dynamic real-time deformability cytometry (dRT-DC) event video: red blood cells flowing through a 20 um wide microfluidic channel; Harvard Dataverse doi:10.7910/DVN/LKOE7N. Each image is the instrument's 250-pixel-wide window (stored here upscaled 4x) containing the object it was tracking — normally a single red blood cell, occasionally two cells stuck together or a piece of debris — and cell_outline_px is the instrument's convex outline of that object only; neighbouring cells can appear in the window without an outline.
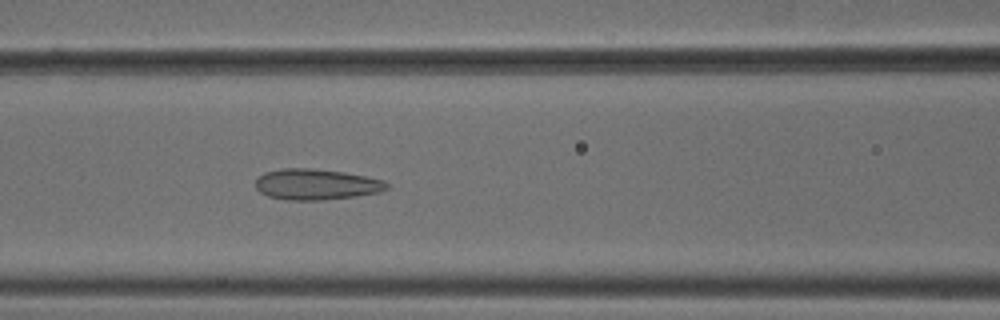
{"species": "common noctule bat (a hibernating species)", "species_latin": "Nyctalus noctula", "temperature_condition": "cold", "stored_images_in_passage": 40, "camera_frame_rate_fps": 3000, "um_per_image_px": 0.085, "animal": {"sex": "male", "body_mass_g": 18.8}, "frame": {"image": 1, "passage_image": 10, "time_ms": 3.0, "image_size_px": [1000, 320], "cell_outline_px": [[388, 188], [380, 192], [356, 196], [320, 200], [284, 200], [268, 196], [260, 192], [256, 188], [256, 180], [264, 172], [280, 168], [312, 168], [344, 172], [384, 180], [388, 184]], "centroid_in_image_um": [26.86, 15.67], "position_along_channel_um": 139.7, "area_um2": 23.64}}
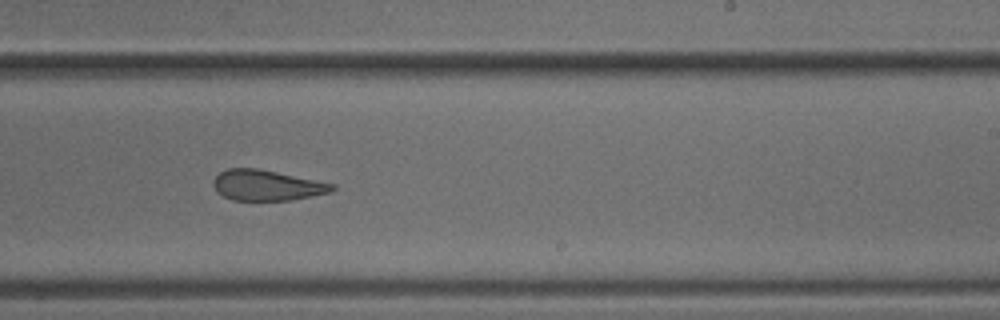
{"frame": {"image": 2, "passage_image": 20, "time_ms": 6.333, "image_size_px": [1000, 320], "cell_outline_px": [[336, 188], [332, 192], [292, 200], [232, 200], [216, 192], [212, 184], [212, 180], [220, 172], [228, 168], [256, 168], [336, 184]], "centroid_in_image_um": [22.67, 15.75], "position_along_channel_um": 266.3, "area_um2": 21.21}}
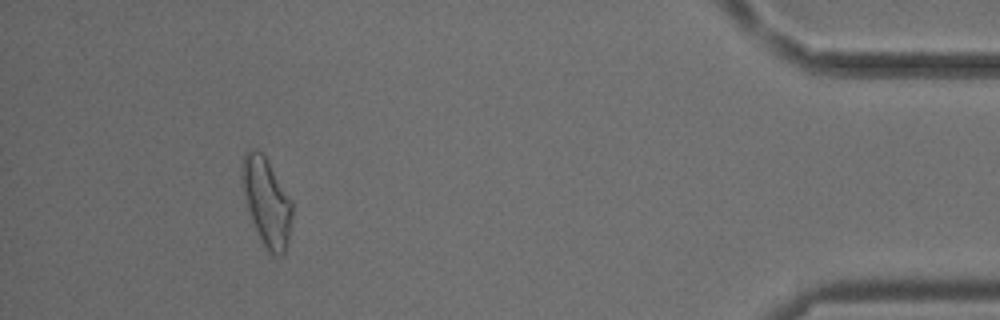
{"frame": {"image": 3, "passage_image": 36, "time_ms": 11.667, "image_size_px": [1000, 320], "cell_outline_px": [[292, 220], [284, 256], [272, 256], [268, 252], [252, 220], [244, 196], [240, 176], [240, 172], [244, 152], [248, 148], [256, 148], [264, 156], [292, 200]], "centroid_in_image_um": [22.65, 17.14], "position_along_channel_um": 412.5, "area_um2": 25.61}, "authors_computed_cell_mechanics": {"area_um2": 23.8714, "velocity_mm_per_s": 3.805, "shape_relaxation_time_tau1_ms": null, "shape_relaxation_time_tau2_ms": 1.689, "deformation_change_tau1": null, "deformation_change_tau2": 0.1031}}